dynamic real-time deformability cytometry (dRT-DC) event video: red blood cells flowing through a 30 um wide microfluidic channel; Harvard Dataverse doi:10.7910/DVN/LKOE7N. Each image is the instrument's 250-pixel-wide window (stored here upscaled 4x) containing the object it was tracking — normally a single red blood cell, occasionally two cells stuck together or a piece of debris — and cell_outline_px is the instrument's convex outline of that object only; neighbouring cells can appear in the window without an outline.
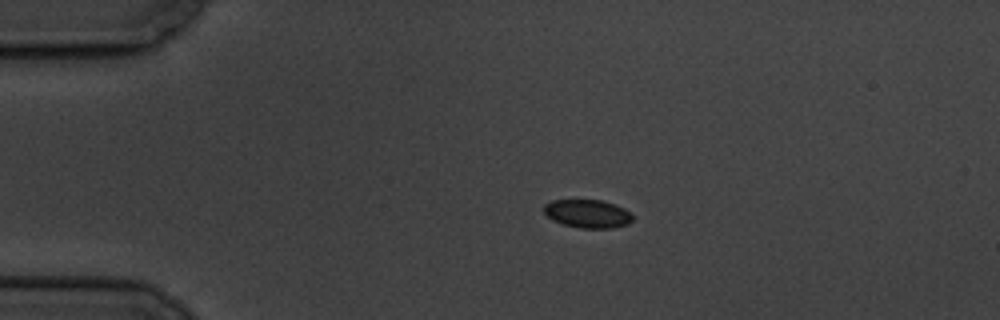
{"species": "common noctule bat (a hibernating species)", "species_latin": "Nyctalus noctula", "temperature_condition": "cold", "stored_images_in_passage": 11, "camera_frame_rate_fps": 3000, "um_per_image_px": 0.085, "animal": {"sex": "male", "body_mass_g": 19.5, "forearm_length_mm": 54.6}, "frame": {"image": 1, "passage_image": 3, "time_ms": 3.0, "image_size_px": [1000, 320], "cell_outline_px": [[632, 220], [628, 224], [612, 228], [580, 228], [564, 224], [552, 220], [544, 212], [544, 204], [552, 200], [604, 200], [616, 204], [624, 208], [632, 216]], "centroid_in_image_um": [49.95, 18.16], "position_along_channel_um": 35.1, "area_um2": 14.62}}
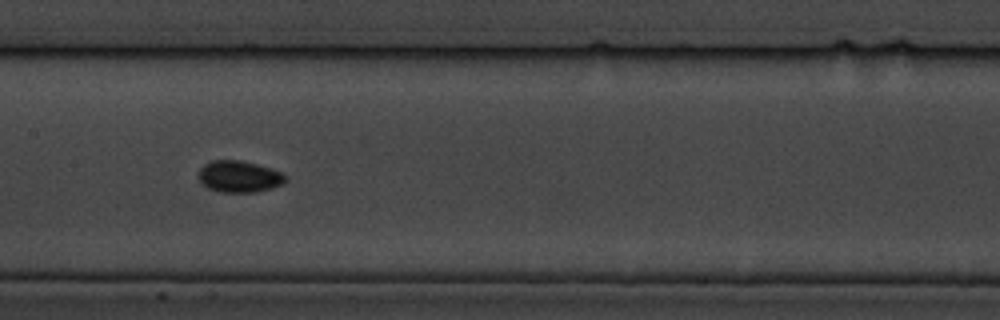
{"frame": {"image": 2, "passage_image": 8, "time_ms": 8.667, "image_size_px": [1000, 320], "cell_outline_px": [[288, 176], [280, 184], [272, 188], [256, 192], [220, 192], [208, 188], [200, 184], [196, 176], [200, 168], [204, 164], [212, 160], [240, 160], [272, 168], [284, 172]], "centroid_in_image_um": [20.29, 15.0], "position_along_channel_um": 187.1, "area_um2": 16.3}}
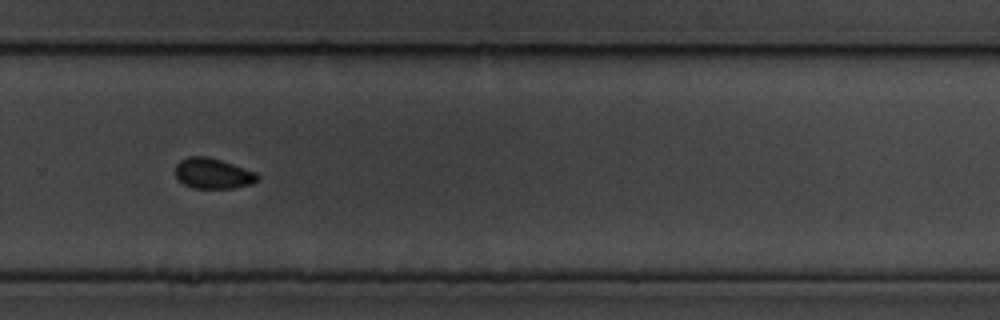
{"frame": {"image": 3, "passage_image": 11, "time_ms": 12.333, "image_size_px": [1000, 320], "cell_outline_px": [[260, 180], [252, 184], [232, 188], [192, 188], [184, 184], [176, 176], [176, 164], [180, 160], [188, 156], [208, 156], [256, 172], [260, 176]], "centroid_in_image_um": [18.12, 14.74], "position_along_channel_um": 311.7, "area_um2": 14.62}}